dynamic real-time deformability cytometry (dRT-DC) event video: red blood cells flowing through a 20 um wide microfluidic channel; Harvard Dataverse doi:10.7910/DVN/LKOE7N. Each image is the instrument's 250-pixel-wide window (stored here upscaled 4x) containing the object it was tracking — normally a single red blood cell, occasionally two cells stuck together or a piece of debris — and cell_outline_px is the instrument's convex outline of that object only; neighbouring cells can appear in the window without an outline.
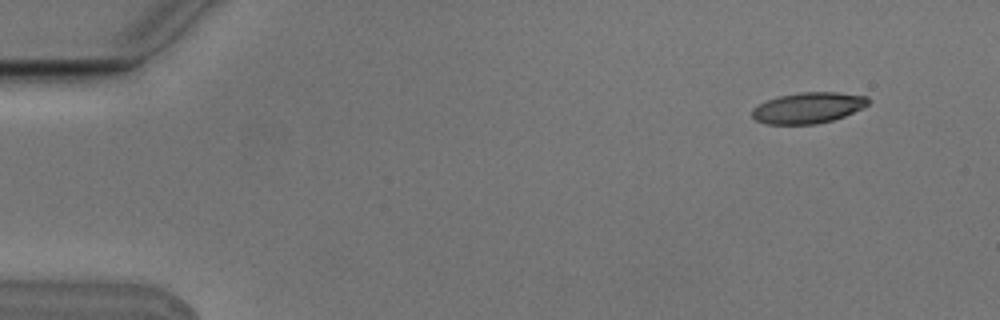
{"species": "Egyptian fruit bat (a non-hibernating species)", "species_latin": "Rousettus aegyptiacus", "temperature_condition": "cold", "stored_images_in_passage": 4, "camera_frame_rate_fps": 3000, "um_per_image_px": 0.085, "animal": {"sex": "male"}, "frame": {"image": 1, "passage_image": 1, "time_ms": 0.0, "image_size_px": [1000, 320], "cell_outline_px": [[868, 104], [844, 116], [832, 120], [816, 124], [764, 124], [756, 120], [752, 116], [752, 108], [768, 100], [780, 96], [800, 92], [840, 92], [868, 96]], "centroid_in_image_um": [68.68, 9.16], "position_along_channel_um": 16.3, "area_um2": 20.75}}